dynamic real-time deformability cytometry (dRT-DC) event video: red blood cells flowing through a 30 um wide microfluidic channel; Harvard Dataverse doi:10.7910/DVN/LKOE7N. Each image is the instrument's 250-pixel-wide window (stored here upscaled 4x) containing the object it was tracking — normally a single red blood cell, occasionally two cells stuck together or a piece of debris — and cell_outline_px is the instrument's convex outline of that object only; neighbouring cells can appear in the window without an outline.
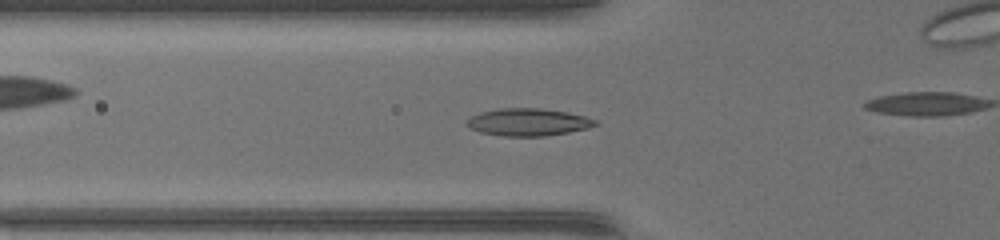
{"species": "common noctule bat (a hibernating species)", "species_latin": "Nyctalus noctula", "temperature_condition": "warm", "stored_images_in_passage": 41, "camera_frame_rate_fps": 3000, "um_per_image_px": 0.085, "animal": {"sex": "female", "body_mass_g": 17.0, "forearm_length_mm": 48.0}, "frame": {"image": 1, "passage_image": 18, "time_ms": 5.667, "image_size_px": [1000, 240], "cell_outline_px": [[600, 124], [588, 128], [568, 132], [544, 136], [504, 136], [480, 132], [464, 124], [472, 116], [480, 112], [500, 108], [536, 108], [564, 112], [584, 116], [596, 120]], "centroid_in_image_um": [44.89, 10.38], "position_along_channel_um": 80.9, "area_um2": 20.29}}
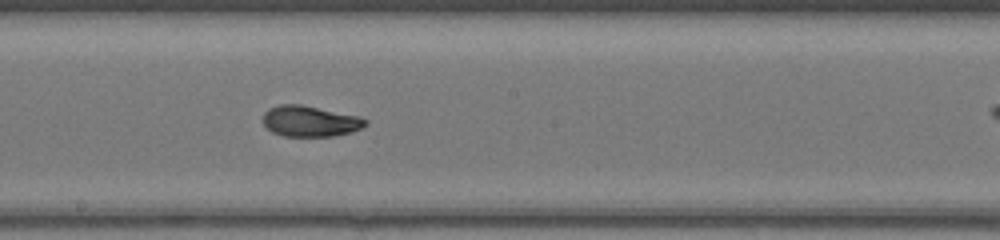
{"frame": {"image": 2, "passage_image": 28, "time_ms": 9.0, "image_size_px": [1000, 240], "cell_outline_px": [[368, 124], [352, 132], [332, 136], [284, 136], [272, 132], [264, 124], [264, 112], [268, 108], [280, 104], [300, 104], [356, 116], [368, 120]], "centroid_in_image_um": [26.33, 10.3], "position_along_channel_um": 221.9, "area_um2": 18.21}}
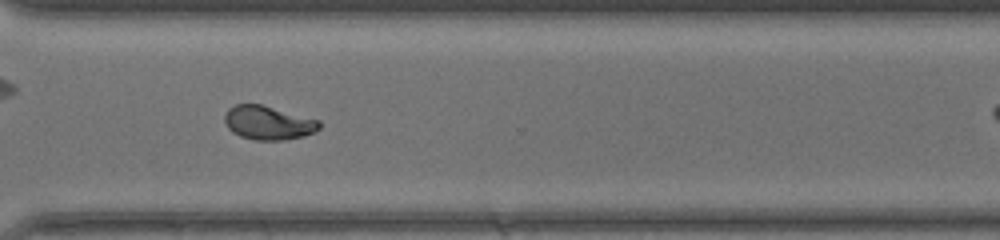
{"frame": {"image": 3, "passage_image": 37, "time_ms": 12.0, "image_size_px": [1000, 240], "cell_outline_px": [[320, 128], [304, 136], [284, 140], [252, 140], [240, 136], [232, 132], [228, 128], [224, 120], [224, 116], [228, 108], [236, 104], [260, 104], [320, 120]], "centroid_in_image_um": [22.77, 10.44], "position_along_channel_um": 347.8, "area_um2": 18.67}}